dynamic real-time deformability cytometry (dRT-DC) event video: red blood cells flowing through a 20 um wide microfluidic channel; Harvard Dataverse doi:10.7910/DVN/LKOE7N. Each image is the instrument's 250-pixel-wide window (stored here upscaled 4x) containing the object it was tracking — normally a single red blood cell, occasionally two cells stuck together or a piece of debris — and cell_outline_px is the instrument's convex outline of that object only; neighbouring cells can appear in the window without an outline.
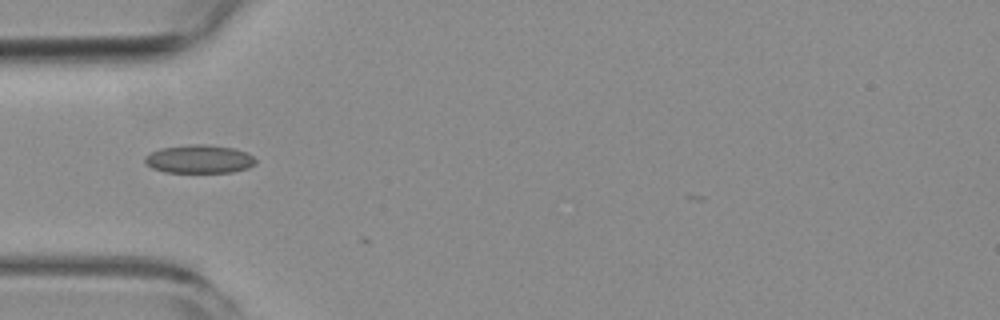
{"species": "common noctule bat (a hibernating species)", "species_latin": "Nyctalus noctula", "temperature_condition": "room temperature", "stored_images_in_passage": 5, "camera_frame_rate_fps": 3000, "um_per_image_px": 0.085, "animal": {"sex": "female", "body_mass_g": 19.3, "forearm_length_mm": 54.1}, "frame": {"image": 1, "passage_image": 5, "time_ms": 4.667, "image_size_px": [1000, 320], "cell_outline_px": [[256, 164], [248, 168], [232, 172], [164, 172], [152, 168], [144, 164], [144, 156], [160, 148], [192, 144], [204, 144], [232, 148], [244, 152], [252, 156], [256, 160]], "centroid_in_image_um": [16.9, 13.53], "position_along_channel_um": 68.1, "area_um2": 18.26}}